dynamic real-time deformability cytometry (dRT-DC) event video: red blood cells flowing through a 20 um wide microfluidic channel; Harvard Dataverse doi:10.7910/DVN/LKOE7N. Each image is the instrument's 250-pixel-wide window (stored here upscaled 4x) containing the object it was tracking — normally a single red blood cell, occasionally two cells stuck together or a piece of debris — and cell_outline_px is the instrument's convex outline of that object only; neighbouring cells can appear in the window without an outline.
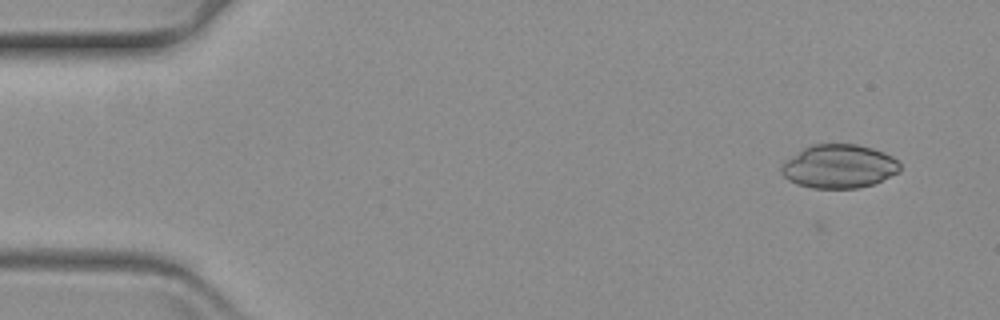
{"species": "common noctule bat (a hibernating species)", "species_latin": "Nyctalus noctula", "temperature_condition": "warm", "stored_images_in_passage": 4, "camera_frame_rate_fps": 3000, "um_per_image_px": 0.085, "animal": {"sex": "female", "body_mass_g": 19.3, "forearm_length_mm": 54.1}, "frame": {"image": 1, "passage_image": 4, "time_ms": 1.0, "image_size_px": [1000, 320], "cell_outline_px": [[900, 172], [872, 184], [860, 188], [812, 188], [796, 184], [788, 180], [780, 172], [780, 168], [788, 160], [804, 148], [812, 144], [856, 144], [872, 148], [884, 152], [892, 156], [900, 164]], "centroid_in_image_um": [71.33, 14.15], "position_along_channel_um": 13.7, "area_um2": 30.0}}